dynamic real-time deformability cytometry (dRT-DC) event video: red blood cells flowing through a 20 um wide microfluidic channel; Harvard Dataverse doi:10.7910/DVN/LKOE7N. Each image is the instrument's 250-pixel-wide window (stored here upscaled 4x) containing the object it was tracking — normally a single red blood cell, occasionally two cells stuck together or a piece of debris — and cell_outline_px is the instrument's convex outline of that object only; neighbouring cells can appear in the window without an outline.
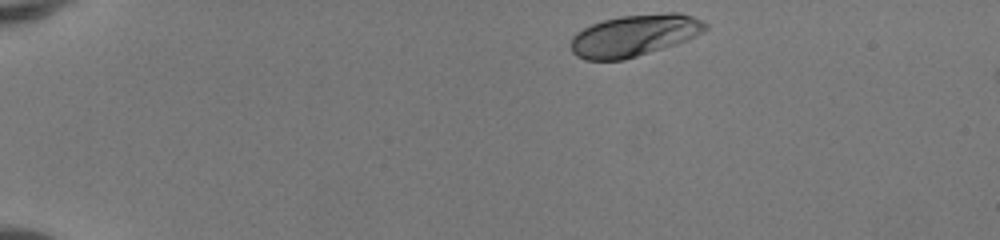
{"species": "human", "species_latin": "Homo sapiens", "temperature_condition": "room temperature", "stored_images_in_passage": 42, "camera_frame_rate_fps": 3000, "um_per_image_px": 0.085, "donor": {"sex": "female"}, "frame": {"image": 1, "passage_image": 1, "time_ms": 0.0, "image_size_px": [1000, 240], "cell_outline_px": [[708, 28], [704, 32], [688, 40], [676, 44], [624, 60], [584, 60], [576, 56], [572, 52], [568, 44], [572, 36], [576, 32], [592, 24], [604, 20], [620, 16], [668, 12], [680, 12], [692, 16], [708, 24]], "centroid_in_image_um": [53.91, 3.01], "position_along_channel_um": 31.1, "area_um2": 33.06}}
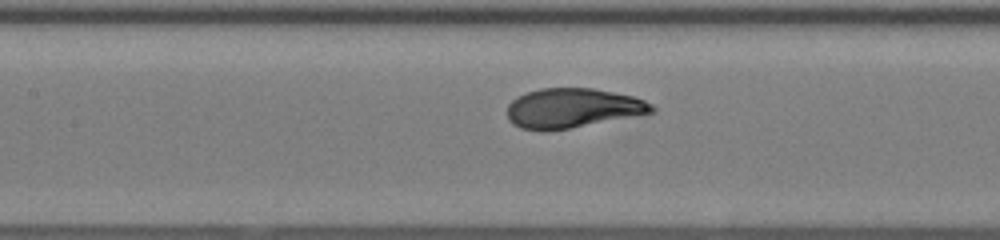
{"frame": {"image": 2, "passage_image": 17, "time_ms": 5.333, "image_size_px": [1000, 240], "cell_outline_px": [[656, 112], [548, 132], [544, 132], [520, 128], [512, 124], [508, 120], [508, 104], [512, 100], [528, 92], [540, 88], [592, 88], [632, 96], [644, 100], [652, 104], [656, 108]], "centroid_in_image_um": [48.66, 9.21], "position_along_channel_um": 158.7, "area_um2": 33.41}}
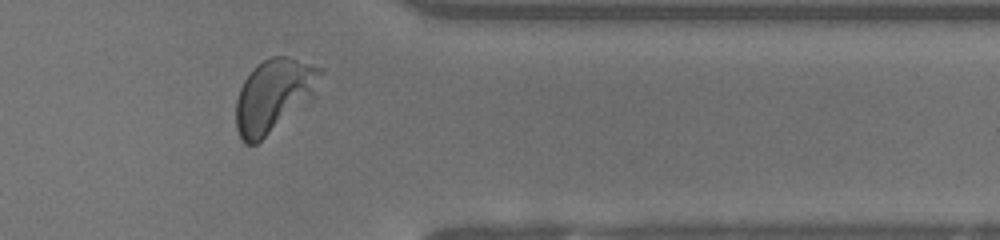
{"frame": {"image": 3, "passage_image": 34, "time_ms": 11.0, "image_size_px": [1000, 240], "cell_outline_px": [[324, 72], [316, 96], [312, 100], [256, 144], [244, 144], [240, 140], [236, 128], [236, 100], [240, 88], [244, 80], [264, 60], [272, 56], [288, 56], [324, 68]], "centroid_in_image_um": [23.32, 8.13], "position_along_channel_um": 388.1, "area_um2": 36.3}, "authors_computed_cell_mechanics": {"area_um2": 33.524, "velocity_mm_per_s": 4.1424, "shape_relaxation_time_tau1_ms": 2.3191, "shape_relaxation_time_tau2_ms": null, "deformation_change_tau1": 0.1612, "deformation_change_tau2": null}}